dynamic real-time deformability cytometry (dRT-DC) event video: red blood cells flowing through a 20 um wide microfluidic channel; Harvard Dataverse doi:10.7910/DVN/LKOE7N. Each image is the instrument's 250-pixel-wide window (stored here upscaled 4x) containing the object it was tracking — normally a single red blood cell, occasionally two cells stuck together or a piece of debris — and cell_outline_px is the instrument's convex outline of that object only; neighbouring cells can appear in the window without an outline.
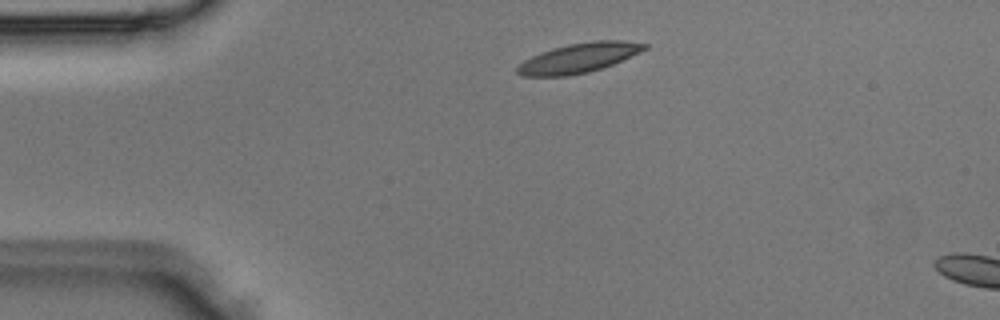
{"species": "Egyptian fruit bat (a non-hibernating species)", "species_latin": "Rousettus aegyptiacus", "temperature_condition": "room temperature", "stored_images_in_passage": 2, "camera_frame_rate_fps": 3000, "um_per_image_px": 0.085, "animal": {"sex": "male"}, "frame": {"image": 1, "passage_image": 1, "time_ms": 0.0, "image_size_px": [1000, 320], "cell_outline_px": [[648, 48], [640, 52], [612, 64], [588, 72], [568, 76], [524, 76], [516, 72], [516, 68], [524, 60], [532, 56], [552, 48], [568, 44], [592, 40], [624, 40], [648, 44]], "centroid_in_image_um": [49.21, 4.91], "position_along_channel_um": 35.8, "area_um2": 21.85}}